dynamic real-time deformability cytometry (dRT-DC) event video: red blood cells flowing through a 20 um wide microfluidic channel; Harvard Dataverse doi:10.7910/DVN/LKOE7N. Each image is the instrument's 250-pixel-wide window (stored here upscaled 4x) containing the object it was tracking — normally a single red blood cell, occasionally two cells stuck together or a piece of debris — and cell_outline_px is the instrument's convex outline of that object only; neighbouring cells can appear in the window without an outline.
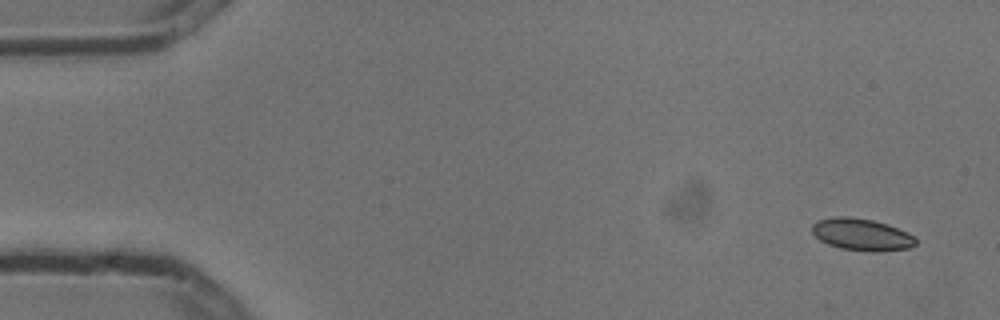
{"species": "common noctule bat (a hibernating species)", "species_latin": "Nyctalus noctula", "temperature_condition": "cold", "stored_images_in_passage": 6, "segment_of_instrument_passage": [1, 2], "camera_frame_rate_fps": 3000, "um_per_image_px": 0.085, "animal": {"sex": "male", "body_mass_g": 13.3}, "frame": {"image": 1, "passage_image": 1, "time_ms": 0.0, "image_size_px": [1000, 320], "cell_outline_px": [[916, 244], [912, 248], [876, 252], [868, 252], [840, 248], [828, 244], [820, 240], [812, 232], [812, 224], [820, 220], [836, 216], [848, 216], [872, 220], [888, 224], [908, 232], [916, 240]], "centroid_in_image_um": [73.26, 19.94], "position_along_channel_um": 11.7, "area_um2": 19.42}}